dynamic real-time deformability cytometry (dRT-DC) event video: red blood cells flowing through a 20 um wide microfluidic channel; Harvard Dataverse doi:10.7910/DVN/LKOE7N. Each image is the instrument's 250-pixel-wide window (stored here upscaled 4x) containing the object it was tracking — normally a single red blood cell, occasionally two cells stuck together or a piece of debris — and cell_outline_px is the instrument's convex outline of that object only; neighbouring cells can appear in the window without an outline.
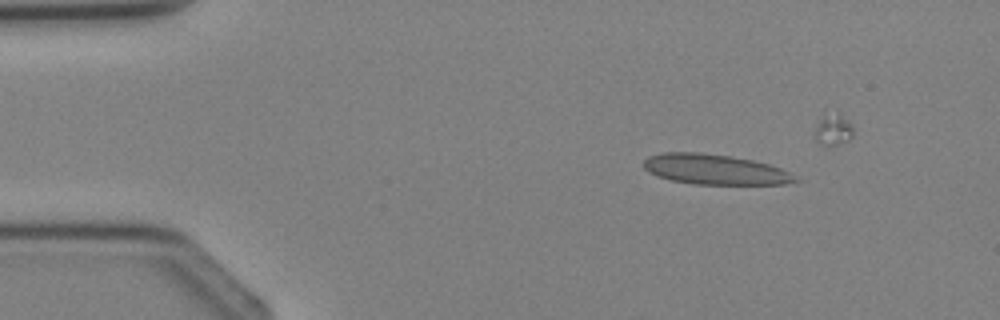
{"species": "Egyptian fruit bat (a non-hibernating species)", "species_latin": "Rousettus aegyptiacus", "temperature_condition": "cold", "stored_images_in_passage": 3, "camera_frame_rate_fps": 3000, "um_per_image_px": 0.085, "animal": {"sex": "female"}, "frame": {"image": 1, "passage_image": 1, "time_ms": 0.0, "image_size_px": [1000, 320], "cell_outline_px": [[800, 180], [784, 184], [696, 184], [672, 180], [656, 176], [648, 172], [644, 168], [644, 160], [648, 156], [664, 152], [700, 152], [728, 156], [752, 160], [768, 164], [780, 168], [788, 172]], "centroid_in_image_um": [60.72, 14.4], "position_along_channel_um": 24.3, "area_um2": 26.47}}